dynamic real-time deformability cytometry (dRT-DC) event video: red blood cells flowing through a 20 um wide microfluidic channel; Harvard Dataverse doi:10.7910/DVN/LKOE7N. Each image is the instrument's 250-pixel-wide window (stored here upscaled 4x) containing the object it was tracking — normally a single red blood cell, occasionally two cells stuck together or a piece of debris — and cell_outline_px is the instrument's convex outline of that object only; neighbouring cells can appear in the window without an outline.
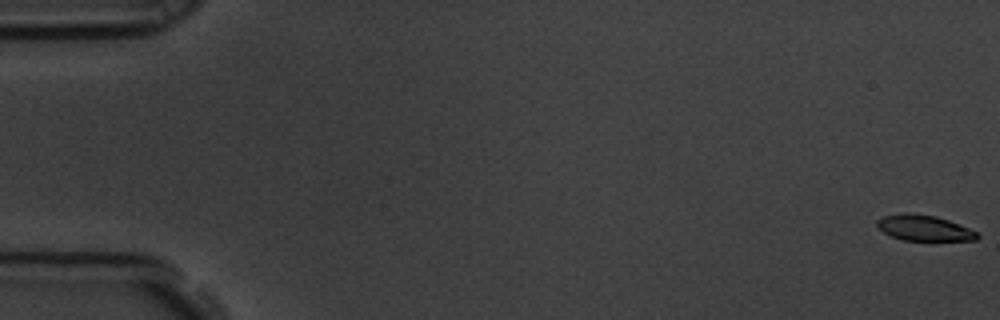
{"species": "common noctule bat (a hibernating species)", "species_latin": "Nyctalus noctula", "temperature_condition": "room temperature", "stored_images_in_passage": 58, "camera_frame_rate_fps": 3000, "um_per_image_px": 0.085, "animal": {"sex": "male", "body_mass_g": 19.5, "forearm_length_mm": 54.6}, "frame": {"image": 1, "passage_image": 1, "time_ms": 0.0, "image_size_px": [1000, 320], "cell_outline_px": [[980, 236], [976, 240], [904, 240], [892, 236], [884, 232], [876, 224], [876, 220], [884, 216], [904, 212], [936, 216], [948, 220], [980, 232]], "centroid_in_image_um": [78.58, 19.37], "position_along_channel_um": 6.4, "area_um2": 14.91}}
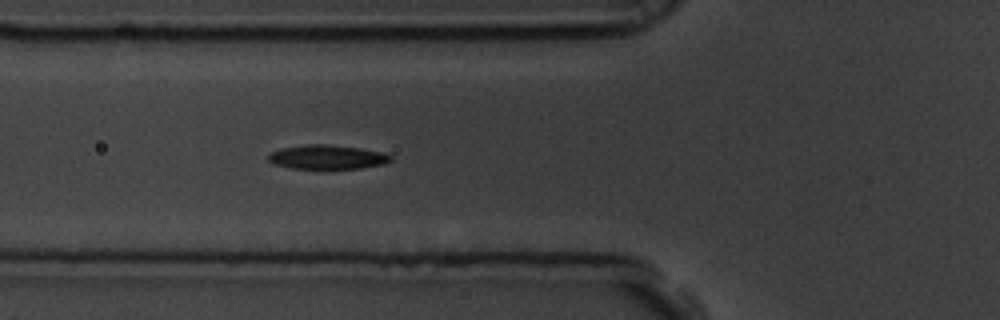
{"frame": {"image": 2, "passage_image": 22, "time_ms": 7.0, "image_size_px": [1000, 320], "cell_outline_px": [[392, 160], [384, 164], [360, 168], [292, 168], [272, 164], [268, 160], [268, 152], [280, 148], [304, 144], [324, 144], [360, 148], [384, 152], [392, 156]], "centroid_in_image_um": [27.78, 13.34], "position_along_channel_um": 98.0, "area_um2": 17.34}}
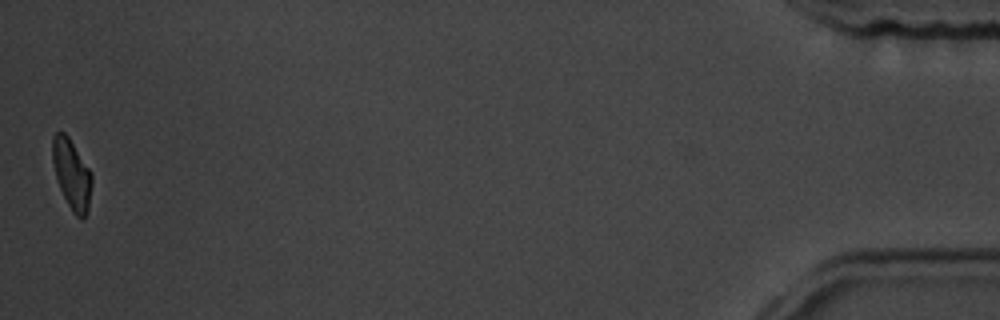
{"frame": {"image": 3, "passage_image": 58, "time_ms": 19.0, "image_size_px": [1000, 320], "cell_outline_px": [[92, 184], [88, 208], [84, 216], [80, 220], [72, 212], [60, 188], [56, 176], [52, 160], [52, 136], [56, 132], [64, 132], [68, 136], [92, 172]], "centroid_in_image_um": [6.1, 14.79], "position_along_channel_um": 429.1, "area_um2": 15.95}, "authors_computed_cell_mechanics": {"area_um2": 17.051, "velocity_mm_per_s": 3.5515, "shape_relaxation_time_tau1_ms": 3.4319, "shape_relaxation_time_tau2_ms": 3.9617, "deformation_change_tau1": 0.1513, "deformation_change_tau2": 0.0913}}